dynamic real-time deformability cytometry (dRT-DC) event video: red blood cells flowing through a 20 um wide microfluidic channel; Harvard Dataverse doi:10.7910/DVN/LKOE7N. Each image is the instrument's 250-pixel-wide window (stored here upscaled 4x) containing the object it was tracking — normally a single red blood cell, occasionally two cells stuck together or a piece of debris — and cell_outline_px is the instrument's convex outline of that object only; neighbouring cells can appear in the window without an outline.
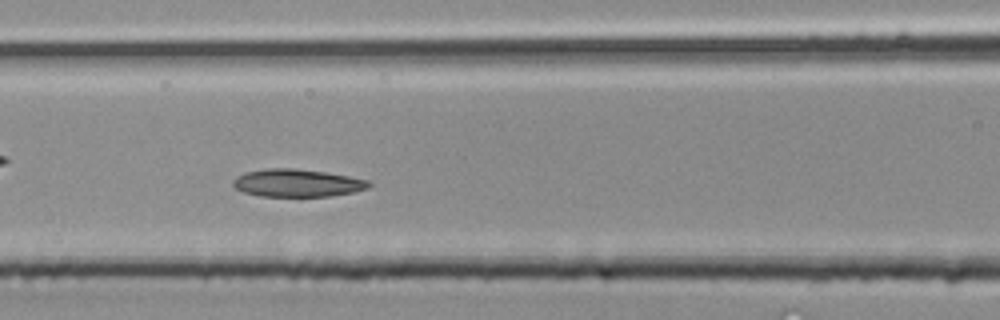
{"species": "common noctule bat (a hibernating species)", "species_latin": "Nyctalus noctula", "temperature_condition": "room temperature", "stored_images_in_passage": 14, "camera_frame_rate_fps": 3000, "um_per_image_px": 0.085, "animal": {"sex": "male", "body_mass_g": 20.4}, "frame": {"image": 1, "passage_image": 10, "time_ms": 3.0, "image_size_px": [1000, 320], "cell_outline_px": [[372, 184], [368, 188], [352, 192], [328, 196], [260, 196], [244, 192], [236, 188], [232, 184], [232, 180], [236, 176], [244, 172], [264, 168], [296, 168], [324, 172], [348, 176], [368, 180]], "centroid_in_image_um": [25.22, 15.54], "position_along_channel_um": 141.4, "area_um2": 21.91}}
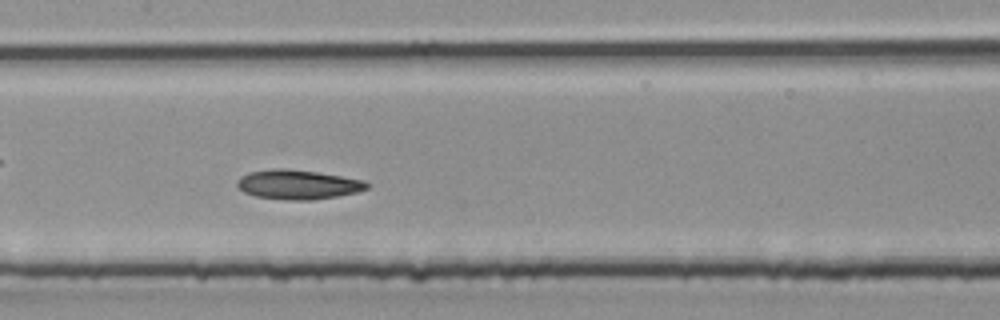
{"frame": {"image": 2, "passage_image": 12, "time_ms": 3.667, "image_size_px": [1000, 320], "cell_outline_px": [[368, 188], [356, 192], [336, 196], [312, 200], [284, 200], [256, 196], [244, 192], [236, 184], [236, 180], [240, 176], [248, 172], [272, 168], [284, 168], [316, 172], [364, 180], [368, 184]], "centroid_in_image_um": [25.27, 15.68], "position_along_channel_um": 182.1, "area_um2": 22.2}}
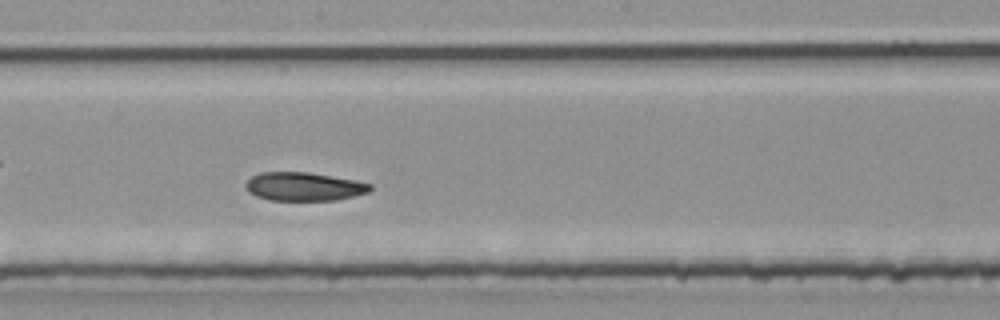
{"frame": {"image": 3, "passage_image": 14, "time_ms": 4.333, "image_size_px": [1000, 320], "cell_outline_px": [[372, 188], [368, 192], [336, 200], [268, 200], [256, 196], [248, 192], [244, 188], [244, 184], [252, 176], [260, 172], [308, 172], [356, 180], [372, 184]], "centroid_in_image_um": [25.8, 15.85], "position_along_channel_um": 222.4, "area_um2": 20.75}}